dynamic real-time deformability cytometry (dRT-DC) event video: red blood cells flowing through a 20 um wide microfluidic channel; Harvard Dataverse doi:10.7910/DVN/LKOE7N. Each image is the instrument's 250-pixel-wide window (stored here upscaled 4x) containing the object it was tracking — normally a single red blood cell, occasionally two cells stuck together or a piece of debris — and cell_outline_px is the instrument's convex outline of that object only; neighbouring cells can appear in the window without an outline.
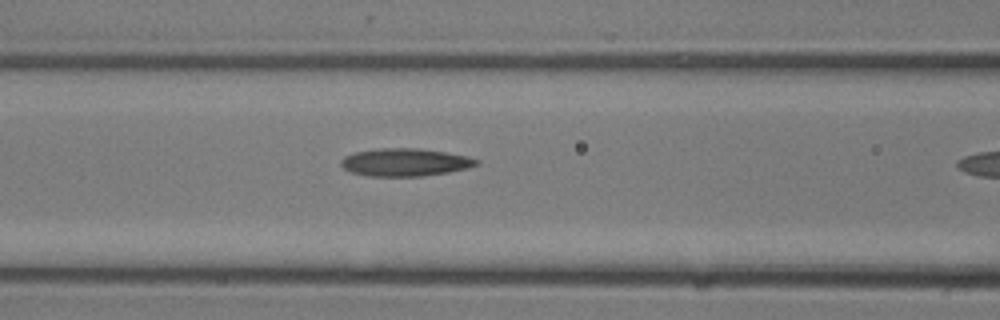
{"species": "common noctule bat (a hibernating species)", "species_latin": "Nyctalus noctula", "temperature_condition": "room temperature", "stored_images_in_passage": 7, "camera_frame_rate_fps": 3000, "um_per_image_px": 0.085, "animal": {"sex": "male", "body_mass_g": 13.3}, "frame": {"image": 1, "passage_image": 6, "time_ms": 1.667, "image_size_px": [1000, 320], "cell_outline_px": [[480, 164], [468, 168], [448, 172], [420, 176], [368, 176], [352, 172], [344, 168], [340, 164], [340, 160], [344, 156], [356, 152], [380, 148], [416, 148], [444, 152], [468, 156], [480, 160]], "centroid_in_image_um": [34.44, 13.79], "position_along_channel_um": 132.2, "area_um2": 21.85}}